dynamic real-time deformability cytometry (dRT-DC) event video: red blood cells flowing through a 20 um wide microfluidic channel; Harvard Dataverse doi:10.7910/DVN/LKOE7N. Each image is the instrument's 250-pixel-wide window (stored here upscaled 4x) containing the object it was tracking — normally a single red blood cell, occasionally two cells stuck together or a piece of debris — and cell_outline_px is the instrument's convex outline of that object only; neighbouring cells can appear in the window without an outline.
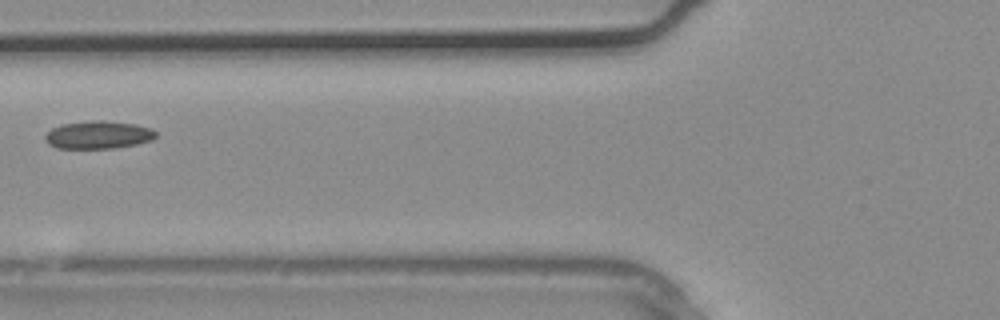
{"species": "common noctule bat (a hibernating species)", "species_latin": "Nyctalus noctula", "temperature_condition": "warm", "stored_images_in_passage": 3, "camera_frame_rate_fps": 3000, "um_per_image_px": 0.085, "animal": {"sex": "male", "body_mass_g": 20.4}, "frame": {"image": 1, "passage_image": 3, "time_ms": 0.667, "image_size_px": [1000, 320], "cell_outline_px": [[156, 136], [152, 140], [136, 144], [112, 148], [56, 148], [48, 144], [44, 140], [44, 136], [52, 128], [60, 124], [92, 120], [100, 120], [136, 124], [152, 128], [156, 132]], "centroid_in_image_um": [8.33, 11.46], "position_along_channel_um": 117.5, "area_um2": 18.03}}